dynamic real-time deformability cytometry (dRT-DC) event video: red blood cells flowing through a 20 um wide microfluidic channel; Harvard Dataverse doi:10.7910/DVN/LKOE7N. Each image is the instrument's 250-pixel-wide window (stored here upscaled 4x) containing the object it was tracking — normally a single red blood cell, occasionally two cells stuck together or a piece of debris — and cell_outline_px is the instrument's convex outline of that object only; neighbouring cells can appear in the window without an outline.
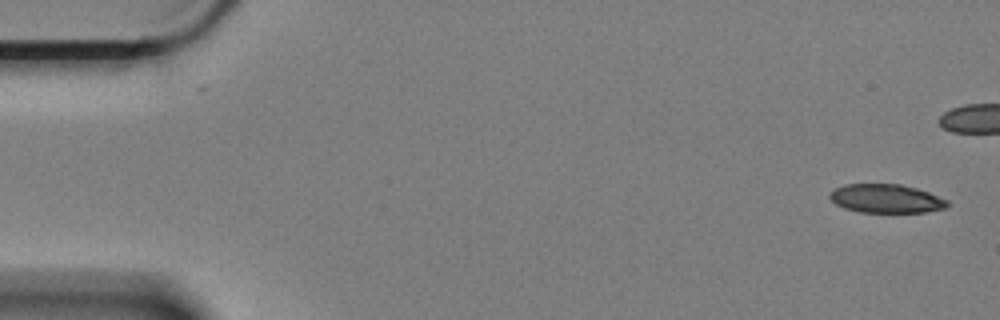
{"species": "Egyptian fruit bat (a non-hibernating species)", "species_latin": "Rousettus aegyptiacus", "temperature_condition": "cold", "stored_images_in_passage": 18, "camera_frame_rate_fps": 3000, "um_per_image_px": 0.085, "animal": {"sex": "female"}, "frame": {"image": 1, "passage_image": 1, "time_ms": 0.0, "image_size_px": [1000, 320], "cell_outline_px": [[948, 208], [924, 212], [860, 212], [844, 208], [836, 204], [828, 196], [836, 188], [844, 184], [900, 184], [916, 188], [928, 192], [948, 200]], "centroid_in_image_um": [75.34, 16.88], "position_along_channel_um": 9.7, "area_um2": 19.59}}
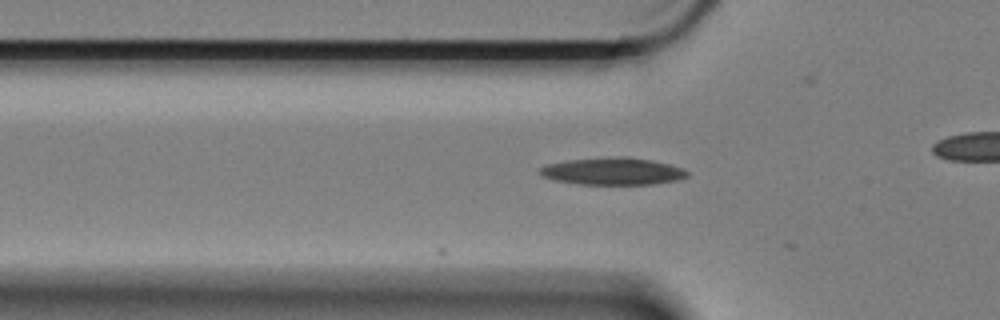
{"frame": {"image": 2, "passage_image": 18, "time_ms": 5.667, "image_size_px": [1000, 320], "cell_outline_px": [[688, 176], [680, 180], [656, 184], [580, 184], [556, 180], [540, 176], [536, 172], [540, 168], [548, 164], [568, 160], [616, 156], [628, 156], [652, 160], [684, 168], [688, 172]], "centroid_in_image_um": [52.11, 14.55], "position_along_channel_um": 73.7, "area_um2": 23.58}}